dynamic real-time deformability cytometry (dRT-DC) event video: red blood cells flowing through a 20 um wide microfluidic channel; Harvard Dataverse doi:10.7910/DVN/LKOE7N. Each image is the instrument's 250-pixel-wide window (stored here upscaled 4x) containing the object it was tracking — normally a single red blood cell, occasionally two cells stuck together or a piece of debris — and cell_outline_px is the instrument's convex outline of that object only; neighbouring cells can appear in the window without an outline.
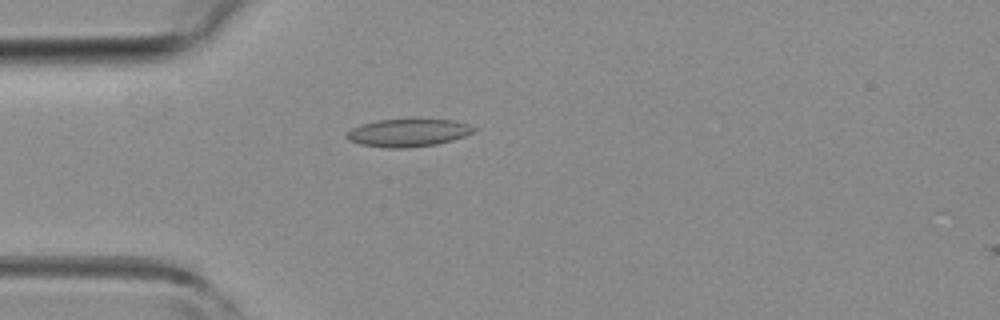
{"species": "common noctule bat (a hibernating species)", "species_latin": "Nyctalus noctula", "temperature_condition": "room temperature", "stored_images_in_passage": 5, "camera_frame_rate_fps": 3000, "um_per_image_px": 0.085, "animal": {"sex": "female", "body_mass_g": 19.3, "forearm_length_mm": 54.1}, "frame": {"image": 1, "passage_image": 4, "time_ms": 3.667, "image_size_px": [1000, 320], "cell_outline_px": [[476, 132], [452, 140], [436, 144], [408, 148], [388, 148], [360, 144], [348, 140], [344, 136], [352, 128], [360, 124], [380, 120], [452, 120], [468, 124], [476, 128]], "centroid_in_image_um": [34.68, 11.3], "position_along_channel_um": 50.3, "area_um2": 20.4}}